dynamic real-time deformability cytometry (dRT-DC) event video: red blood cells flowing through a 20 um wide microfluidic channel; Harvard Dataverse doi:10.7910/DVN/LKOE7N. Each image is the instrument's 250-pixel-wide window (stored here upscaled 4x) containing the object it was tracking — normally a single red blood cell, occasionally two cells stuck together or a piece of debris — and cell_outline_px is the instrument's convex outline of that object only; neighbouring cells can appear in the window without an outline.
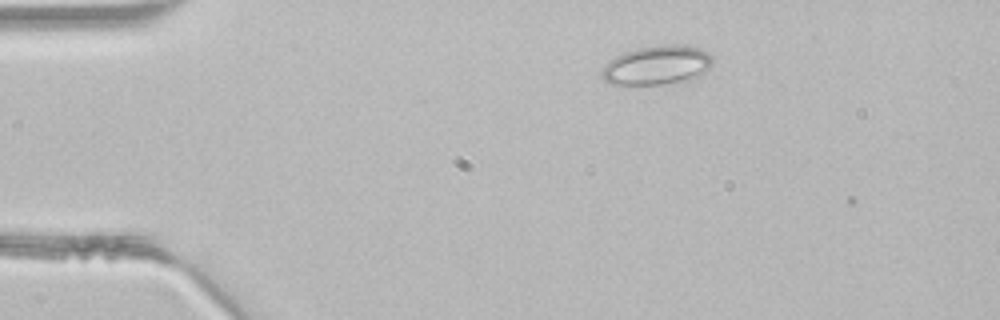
{"species": "common noctule bat (a hibernating species)", "species_latin": "Nyctalus noctula", "temperature_condition": "room temperature", "stored_images_in_passage": 2, "camera_frame_rate_fps": 3000, "um_per_image_px": 0.085, "animal": {"sex": "male", "body_mass_g": 21.5, "forearm_length_mm": 52.0}, "frame": {"image": 1, "passage_image": 1, "time_ms": 0.0, "image_size_px": [1000, 320], "cell_outline_px": [[712, 64], [700, 76], [688, 80], [660, 84], [608, 84], [600, 76], [600, 72], [604, 64], [608, 60], [624, 52], [640, 48], [668, 44], [688, 44], [700, 48], [708, 52], [712, 56]], "centroid_in_image_um": [55.83, 5.53], "position_along_channel_um": 29.2, "area_um2": 25.49}}